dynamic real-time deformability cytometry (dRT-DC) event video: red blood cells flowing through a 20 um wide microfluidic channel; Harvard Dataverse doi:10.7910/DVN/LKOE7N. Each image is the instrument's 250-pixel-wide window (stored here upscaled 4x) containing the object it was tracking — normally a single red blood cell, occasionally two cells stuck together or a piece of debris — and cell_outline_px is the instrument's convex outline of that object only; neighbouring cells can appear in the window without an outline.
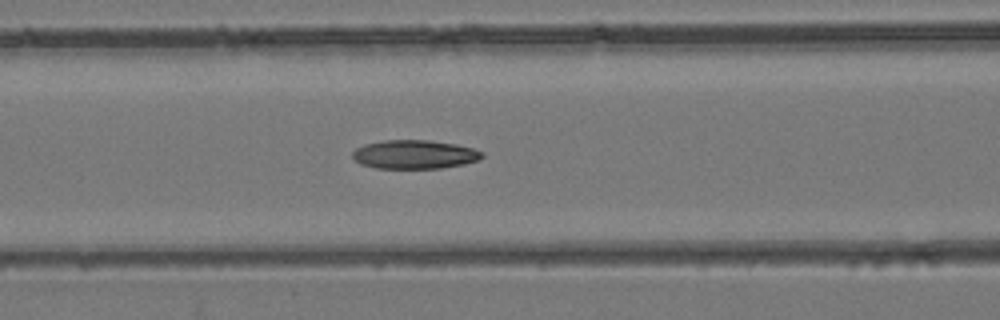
{"species": "common noctule bat (a hibernating species)", "species_latin": "Nyctalus noctula", "temperature_condition": "room temperature", "stored_images_in_passage": 44, "camera_frame_rate_fps": 3000, "um_per_image_px": 0.085, "animal": {"sex": "female", "body_mass_g": 24.6, "forearm_length_mm": 56.2}, "frame": {"image": 1, "passage_image": 19, "time_ms": 6.0, "image_size_px": [1000, 320], "cell_outline_px": [[484, 156], [476, 160], [464, 164], [440, 168], [376, 168], [360, 164], [352, 156], [352, 152], [356, 148], [364, 144], [384, 140], [428, 140], [456, 144], [472, 148], [484, 152]], "centroid_in_image_um": [35.22, 13.12], "position_along_channel_um": 131.4, "area_um2": 21.68}}
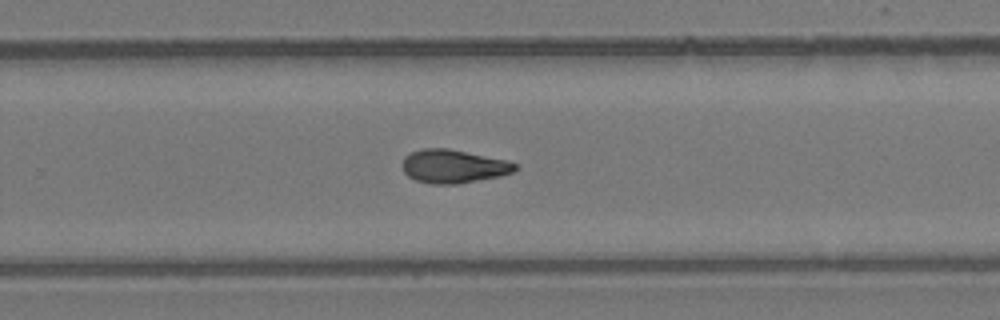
{"frame": {"image": 2, "passage_image": 29, "time_ms": 9.333, "image_size_px": [1000, 320], "cell_outline_px": [[520, 168], [512, 172], [500, 176], [456, 184], [432, 184], [416, 180], [408, 176], [404, 172], [400, 164], [404, 156], [420, 148], [448, 148], [508, 160], [520, 164]], "centroid_in_image_um": [38.55, 14.13], "position_along_channel_um": 291.3, "area_um2": 22.31}}
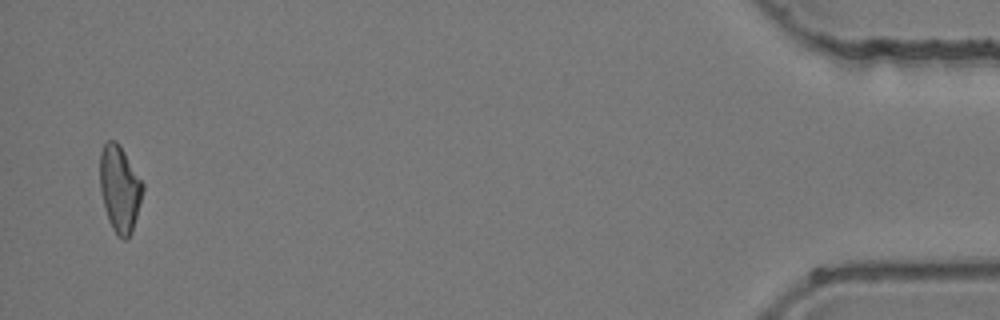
{"frame": {"image": 3, "passage_image": 43, "time_ms": 14.0, "image_size_px": [1000, 320], "cell_outline_px": [[144, 188], [132, 232], [124, 240], [120, 240], [116, 236], [108, 220], [100, 192], [100, 152], [104, 144], [108, 140], [116, 140], [120, 144], [144, 184]], "centroid_in_image_um": [10.16, 16.04], "position_along_channel_um": 425.0, "area_um2": 21.73}}